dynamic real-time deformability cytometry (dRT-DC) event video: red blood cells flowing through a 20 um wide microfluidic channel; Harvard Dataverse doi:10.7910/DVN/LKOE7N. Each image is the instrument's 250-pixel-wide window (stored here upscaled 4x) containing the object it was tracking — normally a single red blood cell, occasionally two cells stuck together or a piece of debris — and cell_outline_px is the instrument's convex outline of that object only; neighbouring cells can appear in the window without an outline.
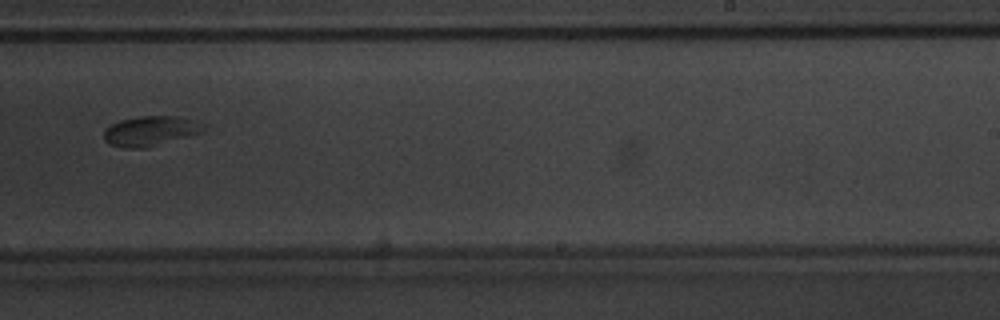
{"species": "common noctule bat (a hibernating species)", "species_latin": "Nyctalus noctula", "temperature_condition": "warm", "stored_images_in_passage": 21, "camera_frame_rate_fps": 3000, "um_per_image_px": 0.085, "animal": {"sex": "male", "body_mass_g": 20.1, "forearm_length_mm": 53.5}, "frame": {"image": 1, "passage_image": 18, "time_ms": 5.667, "image_size_px": [1000, 320], "cell_outline_px": [[204, 132], [148, 148], [124, 148], [108, 144], [104, 140], [104, 128], [120, 120], [140, 116], [176, 116], [192, 120]], "centroid_in_image_um": [12.68, 11.16], "position_along_channel_um": 276.3, "area_um2": 17.17}}